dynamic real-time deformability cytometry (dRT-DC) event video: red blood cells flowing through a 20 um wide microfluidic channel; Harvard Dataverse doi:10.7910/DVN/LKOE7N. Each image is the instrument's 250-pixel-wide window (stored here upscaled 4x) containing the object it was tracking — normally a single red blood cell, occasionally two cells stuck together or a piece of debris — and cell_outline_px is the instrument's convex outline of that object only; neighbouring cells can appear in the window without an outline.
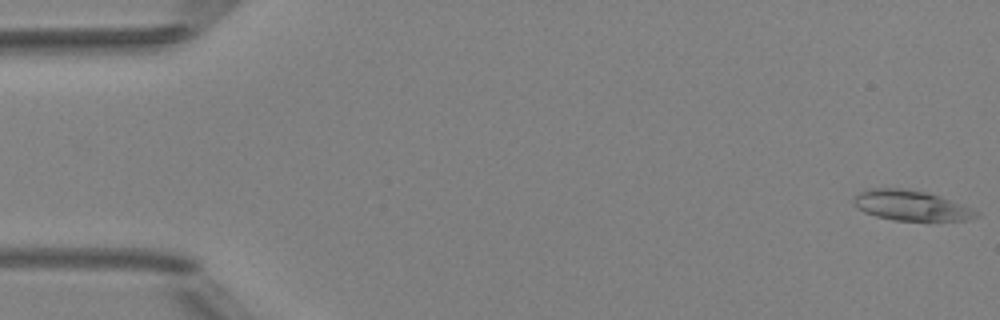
{"species": "Egyptian fruit bat (a non-hibernating species)", "species_latin": "Rousettus aegyptiacus", "temperature_condition": "room temperature", "stored_images_in_passage": 5, "camera_frame_rate_fps": 3000, "um_per_image_px": 0.085, "animal": {"sex": "female"}, "frame": {"image": 1, "passage_image": 1, "time_ms": 0.0, "image_size_px": [1000, 320], "cell_outline_px": [[980, 216], [968, 220], [892, 220], [876, 216], [864, 212], [852, 204], [852, 200], [860, 192], [868, 188], [904, 188], [924, 192], [940, 196], [972, 208], [980, 212]], "centroid_in_image_um": [77.43, 17.46], "position_along_channel_um": 7.6, "area_um2": 21.56}}
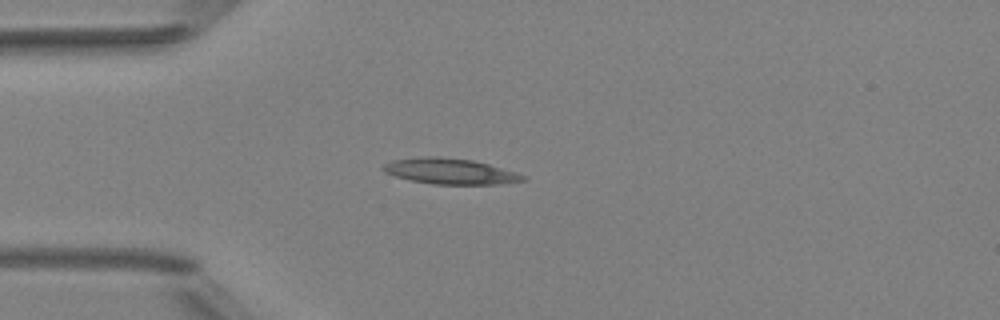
{"frame": {"image": 2, "passage_image": 5, "time_ms": 4.333, "image_size_px": [1000, 320], "cell_outline_px": [[528, 176], [524, 180], [508, 184], [432, 184], [412, 180], [396, 176], [384, 172], [380, 168], [384, 164], [392, 160], [424, 156], [440, 156], [472, 160], [488, 164], [516, 172]], "centroid_in_image_um": [38.27, 14.55], "position_along_channel_um": 46.7, "area_um2": 21.04}}